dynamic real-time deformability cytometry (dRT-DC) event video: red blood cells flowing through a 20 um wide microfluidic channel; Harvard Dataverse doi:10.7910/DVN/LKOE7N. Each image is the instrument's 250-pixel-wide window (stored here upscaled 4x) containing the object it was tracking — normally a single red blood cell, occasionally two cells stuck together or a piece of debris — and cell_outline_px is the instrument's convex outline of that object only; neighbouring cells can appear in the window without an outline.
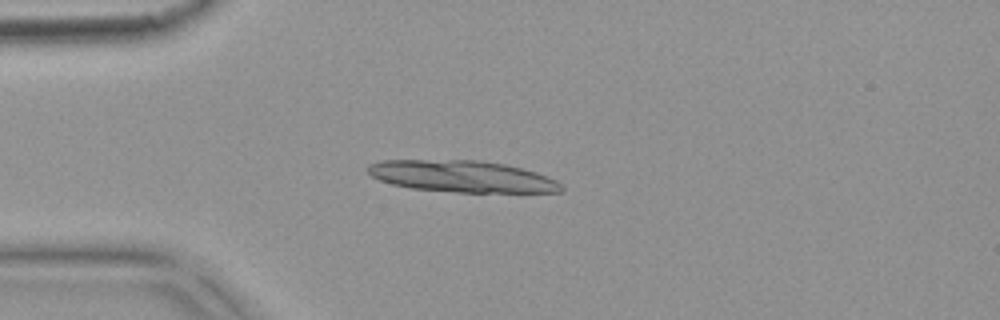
{"species": "common noctule bat (a hibernating species)", "species_latin": "Nyctalus noctula", "temperature_condition": "warm", "stored_images_in_passage": 3, "camera_frame_rate_fps": 3000, "um_per_image_px": 0.085, "animal": {"sex": "female", "body_mass_g": 18.4}, "frame": {"image": 1, "passage_image": 3, "time_ms": 0.667, "image_size_px": [1000, 320], "cell_outline_px": [[564, 192], [456, 192], [412, 188], [392, 184], [380, 180], [372, 176], [364, 168], [368, 164], [384, 160], [480, 160], [504, 164], [536, 172], [556, 180], [564, 188]], "centroid_in_image_um": [39.25, 14.99], "position_along_channel_um": 45.7, "area_um2": 35.6}}